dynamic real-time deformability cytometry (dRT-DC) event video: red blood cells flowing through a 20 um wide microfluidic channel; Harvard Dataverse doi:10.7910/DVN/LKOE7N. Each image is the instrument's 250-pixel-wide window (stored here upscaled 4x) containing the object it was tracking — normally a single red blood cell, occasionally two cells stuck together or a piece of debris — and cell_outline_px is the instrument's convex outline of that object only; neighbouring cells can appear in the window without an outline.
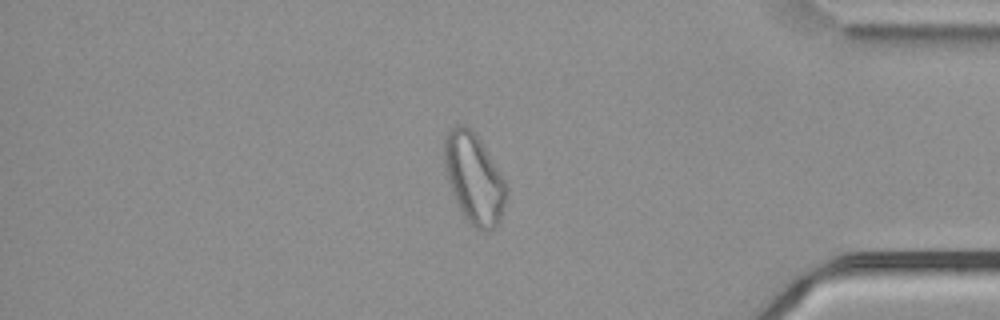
{"species": "common noctule bat (a hibernating species)", "species_latin": "Nyctalus noctula", "temperature_condition": "cold", "stored_images_in_passage": 55, "camera_frame_rate_fps": 3000, "um_per_image_px": 0.085, "animal": {"sex": "male", "body_mass_g": 21.5, "forearm_length_mm": 52.0}, "frame": {"image": 1, "passage_image": 47, "time_ms": 15.333, "image_size_px": [1000, 320], "cell_outline_px": [[508, 192], [500, 220], [488, 232], [484, 232], [468, 224], [460, 212], [456, 204], [444, 168], [444, 136], [456, 124], [464, 124], [480, 140], [504, 180], [508, 188]], "centroid_in_image_um": [40.27, 15.21], "position_along_channel_um": 394.9, "area_um2": 32.54}}